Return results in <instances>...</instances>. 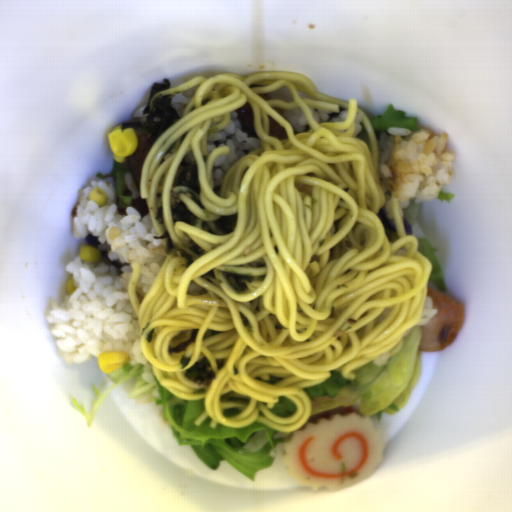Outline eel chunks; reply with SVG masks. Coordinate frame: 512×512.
<instances>
[{
  "mask_svg": "<svg viewBox=\"0 0 512 512\" xmlns=\"http://www.w3.org/2000/svg\"><path fill=\"white\" fill-rule=\"evenodd\" d=\"M269 118V135L270 137H274L280 141H285L288 137L285 128L280 125L275 119L271 116Z\"/></svg>",
  "mask_w": 512,
  "mask_h": 512,
  "instance_id": "5b157139",
  "label": "eel chunks"
},
{
  "mask_svg": "<svg viewBox=\"0 0 512 512\" xmlns=\"http://www.w3.org/2000/svg\"><path fill=\"white\" fill-rule=\"evenodd\" d=\"M235 112L240 123V131L245 132L248 138L260 139L256 133L254 113L251 104L247 102L241 107L235 109Z\"/></svg>",
  "mask_w": 512,
  "mask_h": 512,
  "instance_id": "57646c5b",
  "label": "eel chunks"
},
{
  "mask_svg": "<svg viewBox=\"0 0 512 512\" xmlns=\"http://www.w3.org/2000/svg\"><path fill=\"white\" fill-rule=\"evenodd\" d=\"M130 207L138 211L141 217L149 213L147 200L145 198H141V195L131 201Z\"/></svg>",
  "mask_w": 512,
  "mask_h": 512,
  "instance_id": "9297f934",
  "label": "eel chunks"
},
{
  "mask_svg": "<svg viewBox=\"0 0 512 512\" xmlns=\"http://www.w3.org/2000/svg\"><path fill=\"white\" fill-rule=\"evenodd\" d=\"M137 136V146L133 153L126 156L125 160L127 166L130 170V174L135 183L137 190L141 193L140 187V177L142 165L153 147L152 140L148 134V132H142L140 134H136Z\"/></svg>",
  "mask_w": 512,
  "mask_h": 512,
  "instance_id": "4dd315ae",
  "label": "eel chunks"
}]
</instances>
